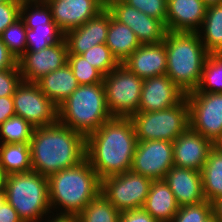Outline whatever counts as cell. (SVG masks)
<instances>
[{"mask_svg": "<svg viewBox=\"0 0 222 222\" xmlns=\"http://www.w3.org/2000/svg\"><path fill=\"white\" fill-rule=\"evenodd\" d=\"M106 103L112 117L130 118L138 112L143 79L123 64L103 77Z\"/></svg>", "mask_w": 222, "mask_h": 222, "instance_id": "ba28073f", "label": "cell"}, {"mask_svg": "<svg viewBox=\"0 0 222 222\" xmlns=\"http://www.w3.org/2000/svg\"><path fill=\"white\" fill-rule=\"evenodd\" d=\"M36 83L40 87L41 92L57 107L62 104L79 86L68 63L43 76Z\"/></svg>", "mask_w": 222, "mask_h": 222, "instance_id": "603a6c76", "label": "cell"}, {"mask_svg": "<svg viewBox=\"0 0 222 222\" xmlns=\"http://www.w3.org/2000/svg\"><path fill=\"white\" fill-rule=\"evenodd\" d=\"M34 129L28 121L13 115L0 125L1 144L30 142Z\"/></svg>", "mask_w": 222, "mask_h": 222, "instance_id": "4dcf8cb0", "label": "cell"}, {"mask_svg": "<svg viewBox=\"0 0 222 222\" xmlns=\"http://www.w3.org/2000/svg\"><path fill=\"white\" fill-rule=\"evenodd\" d=\"M16 65V58L9 52L0 38V70L14 68Z\"/></svg>", "mask_w": 222, "mask_h": 222, "instance_id": "b9f144b4", "label": "cell"}, {"mask_svg": "<svg viewBox=\"0 0 222 222\" xmlns=\"http://www.w3.org/2000/svg\"><path fill=\"white\" fill-rule=\"evenodd\" d=\"M77 216L79 222H119L120 212L100 193Z\"/></svg>", "mask_w": 222, "mask_h": 222, "instance_id": "f546056e", "label": "cell"}, {"mask_svg": "<svg viewBox=\"0 0 222 222\" xmlns=\"http://www.w3.org/2000/svg\"><path fill=\"white\" fill-rule=\"evenodd\" d=\"M51 0H40L41 3H48Z\"/></svg>", "mask_w": 222, "mask_h": 222, "instance_id": "f5cc1de1", "label": "cell"}, {"mask_svg": "<svg viewBox=\"0 0 222 222\" xmlns=\"http://www.w3.org/2000/svg\"><path fill=\"white\" fill-rule=\"evenodd\" d=\"M205 200L210 203L222 197V152L215 146L210 151L202 170Z\"/></svg>", "mask_w": 222, "mask_h": 222, "instance_id": "484cf974", "label": "cell"}, {"mask_svg": "<svg viewBox=\"0 0 222 222\" xmlns=\"http://www.w3.org/2000/svg\"><path fill=\"white\" fill-rule=\"evenodd\" d=\"M29 143L0 144V166L7 175L32 171Z\"/></svg>", "mask_w": 222, "mask_h": 222, "instance_id": "d4e9b609", "label": "cell"}, {"mask_svg": "<svg viewBox=\"0 0 222 222\" xmlns=\"http://www.w3.org/2000/svg\"><path fill=\"white\" fill-rule=\"evenodd\" d=\"M136 144L132 120L113 117L86 137V158L102 180L131 169Z\"/></svg>", "mask_w": 222, "mask_h": 222, "instance_id": "6da1fadb", "label": "cell"}, {"mask_svg": "<svg viewBox=\"0 0 222 222\" xmlns=\"http://www.w3.org/2000/svg\"><path fill=\"white\" fill-rule=\"evenodd\" d=\"M203 0H167L165 26L171 32H199L206 15Z\"/></svg>", "mask_w": 222, "mask_h": 222, "instance_id": "ffe728a7", "label": "cell"}, {"mask_svg": "<svg viewBox=\"0 0 222 222\" xmlns=\"http://www.w3.org/2000/svg\"><path fill=\"white\" fill-rule=\"evenodd\" d=\"M13 1L18 2V3H20V4L40 2V0H13Z\"/></svg>", "mask_w": 222, "mask_h": 222, "instance_id": "f907efd6", "label": "cell"}, {"mask_svg": "<svg viewBox=\"0 0 222 222\" xmlns=\"http://www.w3.org/2000/svg\"><path fill=\"white\" fill-rule=\"evenodd\" d=\"M25 26L27 28L26 51H40L48 46L58 44L64 38V33L56 24Z\"/></svg>", "mask_w": 222, "mask_h": 222, "instance_id": "83f0119b", "label": "cell"}, {"mask_svg": "<svg viewBox=\"0 0 222 222\" xmlns=\"http://www.w3.org/2000/svg\"><path fill=\"white\" fill-rule=\"evenodd\" d=\"M27 28L24 21L19 18L9 25L0 35L1 40L9 52L18 60L27 50Z\"/></svg>", "mask_w": 222, "mask_h": 222, "instance_id": "1f68e13d", "label": "cell"}, {"mask_svg": "<svg viewBox=\"0 0 222 222\" xmlns=\"http://www.w3.org/2000/svg\"><path fill=\"white\" fill-rule=\"evenodd\" d=\"M106 9L115 20L131 28L141 45L163 42L167 29L161 20L144 14L123 0H106Z\"/></svg>", "mask_w": 222, "mask_h": 222, "instance_id": "4fadbf2b", "label": "cell"}, {"mask_svg": "<svg viewBox=\"0 0 222 222\" xmlns=\"http://www.w3.org/2000/svg\"><path fill=\"white\" fill-rule=\"evenodd\" d=\"M13 115L15 108L12 96L0 97V125Z\"/></svg>", "mask_w": 222, "mask_h": 222, "instance_id": "60d3db41", "label": "cell"}, {"mask_svg": "<svg viewBox=\"0 0 222 222\" xmlns=\"http://www.w3.org/2000/svg\"><path fill=\"white\" fill-rule=\"evenodd\" d=\"M122 64L143 80L164 75L167 69L165 43L140 45Z\"/></svg>", "mask_w": 222, "mask_h": 222, "instance_id": "44dd1931", "label": "cell"}, {"mask_svg": "<svg viewBox=\"0 0 222 222\" xmlns=\"http://www.w3.org/2000/svg\"><path fill=\"white\" fill-rule=\"evenodd\" d=\"M152 179L131 170L101 180V193L121 213L143 208Z\"/></svg>", "mask_w": 222, "mask_h": 222, "instance_id": "9c48e42d", "label": "cell"}, {"mask_svg": "<svg viewBox=\"0 0 222 222\" xmlns=\"http://www.w3.org/2000/svg\"><path fill=\"white\" fill-rule=\"evenodd\" d=\"M68 46L65 38L40 51H26L18 60L22 81L36 83L43 76L67 63Z\"/></svg>", "mask_w": 222, "mask_h": 222, "instance_id": "5bb4252c", "label": "cell"}, {"mask_svg": "<svg viewBox=\"0 0 222 222\" xmlns=\"http://www.w3.org/2000/svg\"><path fill=\"white\" fill-rule=\"evenodd\" d=\"M48 222H79L77 215H68V214H61L56 216V218H52L51 221Z\"/></svg>", "mask_w": 222, "mask_h": 222, "instance_id": "f6af8a7d", "label": "cell"}, {"mask_svg": "<svg viewBox=\"0 0 222 222\" xmlns=\"http://www.w3.org/2000/svg\"><path fill=\"white\" fill-rule=\"evenodd\" d=\"M125 3L144 14L161 20L164 24L167 17V0H123Z\"/></svg>", "mask_w": 222, "mask_h": 222, "instance_id": "8d00e7d4", "label": "cell"}, {"mask_svg": "<svg viewBox=\"0 0 222 222\" xmlns=\"http://www.w3.org/2000/svg\"><path fill=\"white\" fill-rule=\"evenodd\" d=\"M174 166L201 171L215 144L188 127L173 142Z\"/></svg>", "mask_w": 222, "mask_h": 222, "instance_id": "e0dca14e", "label": "cell"}, {"mask_svg": "<svg viewBox=\"0 0 222 222\" xmlns=\"http://www.w3.org/2000/svg\"><path fill=\"white\" fill-rule=\"evenodd\" d=\"M200 40L208 53H222V3L207 6ZM202 36V37H201Z\"/></svg>", "mask_w": 222, "mask_h": 222, "instance_id": "4316f807", "label": "cell"}, {"mask_svg": "<svg viewBox=\"0 0 222 222\" xmlns=\"http://www.w3.org/2000/svg\"><path fill=\"white\" fill-rule=\"evenodd\" d=\"M8 0H0V3H4L7 2Z\"/></svg>", "mask_w": 222, "mask_h": 222, "instance_id": "db71d44e", "label": "cell"}, {"mask_svg": "<svg viewBox=\"0 0 222 222\" xmlns=\"http://www.w3.org/2000/svg\"><path fill=\"white\" fill-rule=\"evenodd\" d=\"M67 63L79 85H93L103 82V75L81 55L68 54Z\"/></svg>", "mask_w": 222, "mask_h": 222, "instance_id": "d6a6232c", "label": "cell"}, {"mask_svg": "<svg viewBox=\"0 0 222 222\" xmlns=\"http://www.w3.org/2000/svg\"><path fill=\"white\" fill-rule=\"evenodd\" d=\"M112 55L122 64L140 45L136 34L125 24L119 23L110 13V23L105 43Z\"/></svg>", "mask_w": 222, "mask_h": 222, "instance_id": "cb8c5ba5", "label": "cell"}, {"mask_svg": "<svg viewBox=\"0 0 222 222\" xmlns=\"http://www.w3.org/2000/svg\"><path fill=\"white\" fill-rule=\"evenodd\" d=\"M163 42L167 54L166 75L185 94L196 90L209 54L198 32L167 31Z\"/></svg>", "mask_w": 222, "mask_h": 222, "instance_id": "277c9868", "label": "cell"}, {"mask_svg": "<svg viewBox=\"0 0 222 222\" xmlns=\"http://www.w3.org/2000/svg\"><path fill=\"white\" fill-rule=\"evenodd\" d=\"M47 4L53 21L64 34L80 27L106 8V0H51Z\"/></svg>", "mask_w": 222, "mask_h": 222, "instance_id": "9a60e30c", "label": "cell"}, {"mask_svg": "<svg viewBox=\"0 0 222 222\" xmlns=\"http://www.w3.org/2000/svg\"><path fill=\"white\" fill-rule=\"evenodd\" d=\"M186 94L166 75L143 80L138 112H153L179 104Z\"/></svg>", "mask_w": 222, "mask_h": 222, "instance_id": "2e32d148", "label": "cell"}, {"mask_svg": "<svg viewBox=\"0 0 222 222\" xmlns=\"http://www.w3.org/2000/svg\"><path fill=\"white\" fill-rule=\"evenodd\" d=\"M20 6V3L13 0L0 3V35L9 25L20 18Z\"/></svg>", "mask_w": 222, "mask_h": 222, "instance_id": "f35d334b", "label": "cell"}, {"mask_svg": "<svg viewBox=\"0 0 222 222\" xmlns=\"http://www.w3.org/2000/svg\"><path fill=\"white\" fill-rule=\"evenodd\" d=\"M203 2L207 5H216V4H221L222 0H203Z\"/></svg>", "mask_w": 222, "mask_h": 222, "instance_id": "7dc6e473", "label": "cell"}, {"mask_svg": "<svg viewBox=\"0 0 222 222\" xmlns=\"http://www.w3.org/2000/svg\"><path fill=\"white\" fill-rule=\"evenodd\" d=\"M110 23V12L105 8L80 27L64 34L68 54L81 55L93 46L105 44Z\"/></svg>", "mask_w": 222, "mask_h": 222, "instance_id": "ac0fdd59", "label": "cell"}, {"mask_svg": "<svg viewBox=\"0 0 222 222\" xmlns=\"http://www.w3.org/2000/svg\"><path fill=\"white\" fill-rule=\"evenodd\" d=\"M21 81L18 64L14 68L0 70V97L13 96Z\"/></svg>", "mask_w": 222, "mask_h": 222, "instance_id": "74e56055", "label": "cell"}, {"mask_svg": "<svg viewBox=\"0 0 222 222\" xmlns=\"http://www.w3.org/2000/svg\"><path fill=\"white\" fill-rule=\"evenodd\" d=\"M212 214V205L205 200L198 204L179 207L171 222H204Z\"/></svg>", "mask_w": 222, "mask_h": 222, "instance_id": "d590c367", "label": "cell"}, {"mask_svg": "<svg viewBox=\"0 0 222 222\" xmlns=\"http://www.w3.org/2000/svg\"><path fill=\"white\" fill-rule=\"evenodd\" d=\"M174 166L171 141H137L131 171L152 180H163Z\"/></svg>", "mask_w": 222, "mask_h": 222, "instance_id": "7c38bea8", "label": "cell"}, {"mask_svg": "<svg viewBox=\"0 0 222 222\" xmlns=\"http://www.w3.org/2000/svg\"><path fill=\"white\" fill-rule=\"evenodd\" d=\"M0 222H23L17 211L7 202L0 207Z\"/></svg>", "mask_w": 222, "mask_h": 222, "instance_id": "7bdbcfd3", "label": "cell"}, {"mask_svg": "<svg viewBox=\"0 0 222 222\" xmlns=\"http://www.w3.org/2000/svg\"><path fill=\"white\" fill-rule=\"evenodd\" d=\"M7 180V174L4 169L0 166V191H5Z\"/></svg>", "mask_w": 222, "mask_h": 222, "instance_id": "bcb514c9", "label": "cell"}, {"mask_svg": "<svg viewBox=\"0 0 222 222\" xmlns=\"http://www.w3.org/2000/svg\"><path fill=\"white\" fill-rule=\"evenodd\" d=\"M5 192L23 222H38L51 209L48 177L33 170L7 175Z\"/></svg>", "mask_w": 222, "mask_h": 222, "instance_id": "8992f818", "label": "cell"}, {"mask_svg": "<svg viewBox=\"0 0 222 222\" xmlns=\"http://www.w3.org/2000/svg\"><path fill=\"white\" fill-rule=\"evenodd\" d=\"M215 147L222 152V137L215 143Z\"/></svg>", "mask_w": 222, "mask_h": 222, "instance_id": "816d5d0a", "label": "cell"}, {"mask_svg": "<svg viewBox=\"0 0 222 222\" xmlns=\"http://www.w3.org/2000/svg\"><path fill=\"white\" fill-rule=\"evenodd\" d=\"M81 56L93 65L103 76L120 64L106 44L93 46L82 53Z\"/></svg>", "mask_w": 222, "mask_h": 222, "instance_id": "836d02e7", "label": "cell"}, {"mask_svg": "<svg viewBox=\"0 0 222 222\" xmlns=\"http://www.w3.org/2000/svg\"><path fill=\"white\" fill-rule=\"evenodd\" d=\"M103 83L79 85L58 106V121L85 137L110 120Z\"/></svg>", "mask_w": 222, "mask_h": 222, "instance_id": "5b68a950", "label": "cell"}, {"mask_svg": "<svg viewBox=\"0 0 222 222\" xmlns=\"http://www.w3.org/2000/svg\"><path fill=\"white\" fill-rule=\"evenodd\" d=\"M204 222H220L213 214L205 219Z\"/></svg>", "mask_w": 222, "mask_h": 222, "instance_id": "681fc988", "label": "cell"}, {"mask_svg": "<svg viewBox=\"0 0 222 222\" xmlns=\"http://www.w3.org/2000/svg\"><path fill=\"white\" fill-rule=\"evenodd\" d=\"M29 145L32 170L46 177L86 158V137L59 121L35 128Z\"/></svg>", "mask_w": 222, "mask_h": 222, "instance_id": "7a4b0ae2", "label": "cell"}, {"mask_svg": "<svg viewBox=\"0 0 222 222\" xmlns=\"http://www.w3.org/2000/svg\"><path fill=\"white\" fill-rule=\"evenodd\" d=\"M30 4L32 7L33 3H23L20 6V18L24 21L25 25L56 24L53 21L51 9L47 3L35 2L33 4L35 5V10L33 9V11L29 13L27 10L31 8L29 6Z\"/></svg>", "mask_w": 222, "mask_h": 222, "instance_id": "e575fe53", "label": "cell"}, {"mask_svg": "<svg viewBox=\"0 0 222 222\" xmlns=\"http://www.w3.org/2000/svg\"><path fill=\"white\" fill-rule=\"evenodd\" d=\"M119 222H158L143 208L132 209L120 213Z\"/></svg>", "mask_w": 222, "mask_h": 222, "instance_id": "ab89813d", "label": "cell"}, {"mask_svg": "<svg viewBox=\"0 0 222 222\" xmlns=\"http://www.w3.org/2000/svg\"><path fill=\"white\" fill-rule=\"evenodd\" d=\"M12 98L15 115L28 121L34 128L58 121V107L41 92L37 83L21 81Z\"/></svg>", "mask_w": 222, "mask_h": 222, "instance_id": "8fae6325", "label": "cell"}, {"mask_svg": "<svg viewBox=\"0 0 222 222\" xmlns=\"http://www.w3.org/2000/svg\"><path fill=\"white\" fill-rule=\"evenodd\" d=\"M194 91L222 93V53L208 54L199 85Z\"/></svg>", "mask_w": 222, "mask_h": 222, "instance_id": "f1b7e54d", "label": "cell"}, {"mask_svg": "<svg viewBox=\"0 0 222 222\" xmlns=\"http://www.w3.org/2000/svg\"><path fill=\"white\" fill-rule=\"evenodd\" d=\"M212 214L222 222V197L217 198L211 202Z\"/></svg>", "mask_w": 222, "mask_h": 222, "instance_id": "ee69618b", "label": "cell"}, {"mask_svg": "<svg viewBox=\"0 0 222 222\" xmlns=\"http://www.w3.org/2000/svg\"><path fill=\"white\" fill-rule=\"evenodd\" d=\"M186 99L189 127L215 144L222 137V93L191 91Z\"/></svg>", "mask_w": 222, "mask_h": 222, "instance_id": "30bf717a", "label": "cell"}, {"mask_svg": "<svg viewBox=\"0 0 222 222\" xmlns=\"http://www.w3.org/2000/svg\"><path fill=\"white\" fill-rule=\"evenodd\" d=\"M50 208H65L60 214L78 215L101 193V179L87 158L48 177Z\"/></svg>", "mask_w": 222, "mask_h": 222, "instance_id": "3957f363", "label": "cell"}, {"mask_svg": "<svg viewBox=\"0 0 222 222\" xmlns=\"http://www.w3.org/2000/svg\"><path fill=\"white\" fill-rule=\"evenodd\" d=\"M6 201V192L0 191V207L4 204Z\"/></svg>", "mask_w": 222, "mask_h": 222, "instance_id": "c3c4849f", "label": "cell"}, {"mask_svg": "<svg viewBox=\"0 0 222 222\" xmlns=\"http://www.w3.org/2000/svg\"><path fill=\"white\" fill-rule=\"evenodd\" d=\"M179 207L205 201L201 171L173 166L164 178Z\"/></svg>", "mask_w": 222, "mask_h": 222, "instance_id": "d6986e66", "label": "cell"}, {"mask_svg": "<svg viewBox=\"0 0 222 222\" xmlns=\"http://www.w3.org/2000/svg\"><path fill=\"white\" fill-rule=\"evenodd\" d=\"M143 209L158 222H171L179 209L165 180H153Z\"/></svg>", "mask_w": 222, "mask_h": 222, "instance_id": "7402d4cb", "label": "cell"}, {"mask_svg": "<svg viewBox=\"0 0 222 222\" xmlns=\"http://www.w3.org/2000/svg\"><path fill=\"white\" fill-rule=\"evenodd\" d=\"M132 120L137 141L163 140L173 142L189 127L186 97L177 105L153 112H137Z\"/></svg>", "mask_w": 222, "mask_h": 222, "instance_id": "52a82bcc", "label": "cell"}]
</instances>
